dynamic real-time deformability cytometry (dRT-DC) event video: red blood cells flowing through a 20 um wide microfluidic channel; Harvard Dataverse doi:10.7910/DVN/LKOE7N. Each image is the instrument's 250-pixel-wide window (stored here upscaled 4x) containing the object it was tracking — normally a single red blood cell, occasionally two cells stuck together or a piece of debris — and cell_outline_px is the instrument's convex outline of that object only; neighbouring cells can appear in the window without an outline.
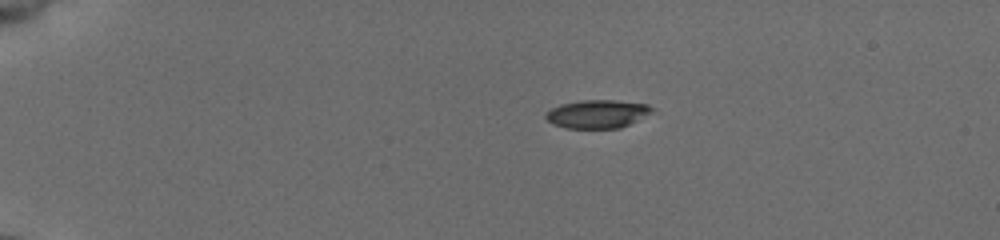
{"species": "common noctule bat (a hibernating species)", "species_latin": "Nyctalus noctula", "temperature_condition": "cold", "stored_images_in_passage": 43, "camera_frame_rate_fps": 3000, "um_per_image_px": 0.085, "animal": {"sex": "female", "body_mass_g": 19.5, "forearm_length_mm": 54.1}, "frame": {"image": 1, "passage_image": 1, "time_ms": 0.0, "image_size_px": [1000, 240], "cell_outline_px": [[656, 108], [652, 112], [620, 128], [564, 128], [552, 124], [544, 116], [552, 108], [560, 104], [580, 100], [616, 100], [648, 104]], "centroid_in_image_um": [50.77, 9.68], "position_along_channel_um": 34.2, "area_um2": 17.51}}
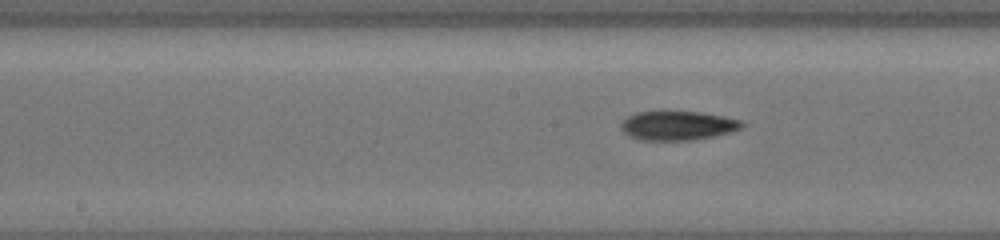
{"frame": {"image": 2, "passage_image": 19, "time_ms": 6.0, "image_size_px": [1000, 240], "cell_outline_px": [[744, 124], [740, 128], [732, 132], [716, 136], [692, 140], [640, 140], [624, 132], [620, 128], [620, 124], [628, 116], [636, 112], [700, 112], [724, 116], [740, 120]], "centroid_in_image_um": [57.62, 10.68], "position_along_channel_um": 190.6, "area_um2": 20.4}}
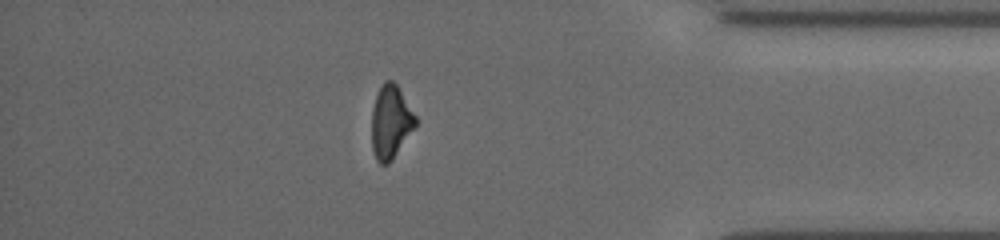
{"frame": {"image": 3, "passage_image": 37, "time_ms": 12.0, "image_size_px": [1000, 240], "cell_outline_px": [[416, 124], [392, 160], [388, 164], [380, 164], [376, 160], [372, 148], [372, 108], [376, 96], [384, 80], [392, 80], [396, 84], [416, 116]], "centroid_in_image_um": [33.19, 10.37], "position_along_channel_um": 402.0, "area_um2": 18.44}, "authors_computed_cell_mechanics": {"area_um2": 19.8832, "velocity_mm_per_s": 3.9115, "shape_relaxation_time_tau1_ms": 5.8398, "shape_relaxation_time_tau2_ms": 6.8108, "deformation_change_tau1": 0.1621, "deformation_change_tau2": 0.1518}}